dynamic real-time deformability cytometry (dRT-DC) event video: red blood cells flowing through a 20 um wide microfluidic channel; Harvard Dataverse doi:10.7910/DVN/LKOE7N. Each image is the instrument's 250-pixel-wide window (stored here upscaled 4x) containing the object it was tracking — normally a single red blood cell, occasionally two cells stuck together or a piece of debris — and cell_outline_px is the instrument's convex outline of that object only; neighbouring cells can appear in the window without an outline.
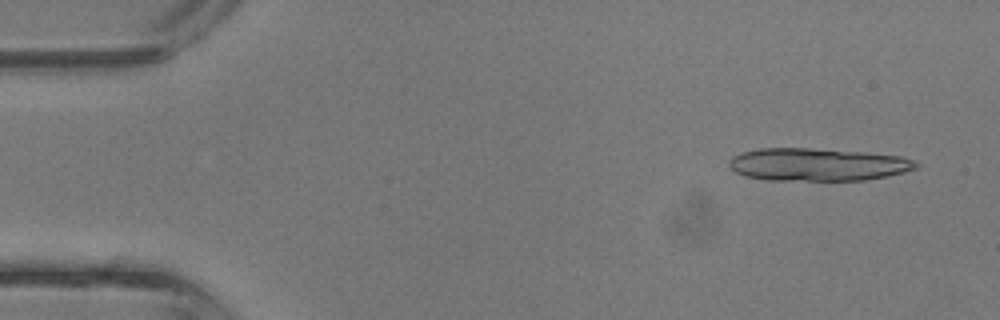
{"species": "common noctule bat (a hibernating species)", "species_latin": "Nyctalus noctula", "temperature_condition": "room temperature", "stored_images_in_passage": 3, "camera_frame_rate_fps": 3000, "um_per_image_px": 0.085, "animal": {"sex": "male", "body_mass_g": 13.3}, "frame": {"image": 1, "passage_image": 1, "time_ms": 0.0, "image_size_px": [1000, 320], "cell_outline_px": [[920, 164], [916, 168], [904, 172], [864, 180], [768, 180], [744, 176], [736, 172], [728, 164], [728, 160], [732, 156], [744, 152], [760, 148], [808, 148], [864, 152], [900, 156], [912, 160]], "centroid_in_image_um": [69.47, 13.98], "position_along_channel_um": 15.5, "area_um2": 35.49}}